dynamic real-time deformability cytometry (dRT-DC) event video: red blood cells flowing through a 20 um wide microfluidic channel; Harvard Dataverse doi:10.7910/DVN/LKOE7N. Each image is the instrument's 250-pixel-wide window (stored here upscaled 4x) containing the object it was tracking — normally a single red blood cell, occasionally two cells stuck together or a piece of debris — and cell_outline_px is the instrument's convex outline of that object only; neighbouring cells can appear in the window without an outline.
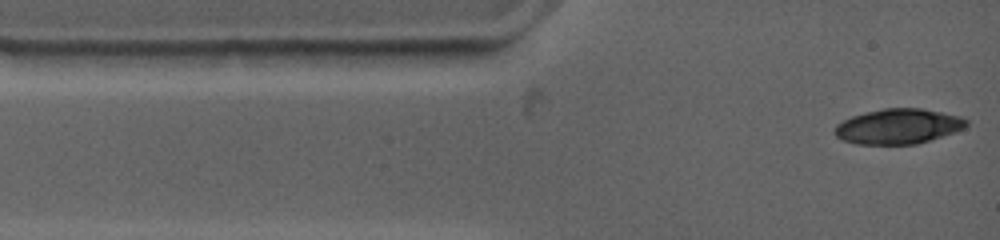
{"species": "common noctule bat (a hibernating species)", "species_latin": "Nyctalus noctula", "temperature_condition": "warm", "stored_images_in_passage": 2, "camera_frame_rate_fps": 4500, "um_per_image_px": 0.085, "animal": {"sex": "female", "body_mass_g": 19.0, "forearm_length_mm": 53.3}, "frame": {"image": 1, "passage_image": 1, "time_ms": 0.0, "image_size_px": [1000, 240], "cell_outline_px": [[968, 124], [964, 128], [916, 144], [860, 144], [844, 140], [836, 136], [836, 124], [852, 116], [884, 108], [920, 108], [960, 116], [968, 120]], "centroid_in_image_um": [76.36, 10.73], "position_along_channel_um": 8.6, "area_um2": 26.41}}